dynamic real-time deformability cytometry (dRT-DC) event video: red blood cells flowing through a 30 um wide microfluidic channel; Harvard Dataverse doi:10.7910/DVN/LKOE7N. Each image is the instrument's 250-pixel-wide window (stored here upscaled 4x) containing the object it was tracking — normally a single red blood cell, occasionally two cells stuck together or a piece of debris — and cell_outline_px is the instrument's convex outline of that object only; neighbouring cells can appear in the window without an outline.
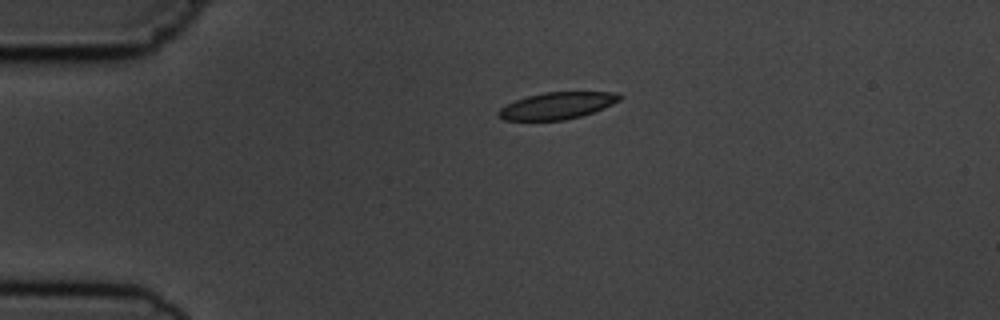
{"species": "common noctule bat (a hibernating species)", "species_latin": "Nyctalus noctula", "temperature_condition": "cold", "stored_images_in_passage": 2, "camera_frame_rate_fps": 3000, "um_per_image_px": 0.085, "animal": {"sex": "male", "body_mass_g": 19.5, "forearm_length_mm": 54.6}, "frame": {"image": 1, "passage_image": 1, "time_ms": 0.0, "image_size_px": [1000, 320], "cell_outline_px": [[624, 96], [620, 100], [604, 108], [580, 116], [564, 120], [504, 120], [496, 116], [496, 112], [500, 108], [516, 100], [528, 96], [544, 92], [616, 92]], "centroid_in_image_um": [47.35, 8.98], "position_along_channel_um": 37.6, "area_um2": 18.9}}